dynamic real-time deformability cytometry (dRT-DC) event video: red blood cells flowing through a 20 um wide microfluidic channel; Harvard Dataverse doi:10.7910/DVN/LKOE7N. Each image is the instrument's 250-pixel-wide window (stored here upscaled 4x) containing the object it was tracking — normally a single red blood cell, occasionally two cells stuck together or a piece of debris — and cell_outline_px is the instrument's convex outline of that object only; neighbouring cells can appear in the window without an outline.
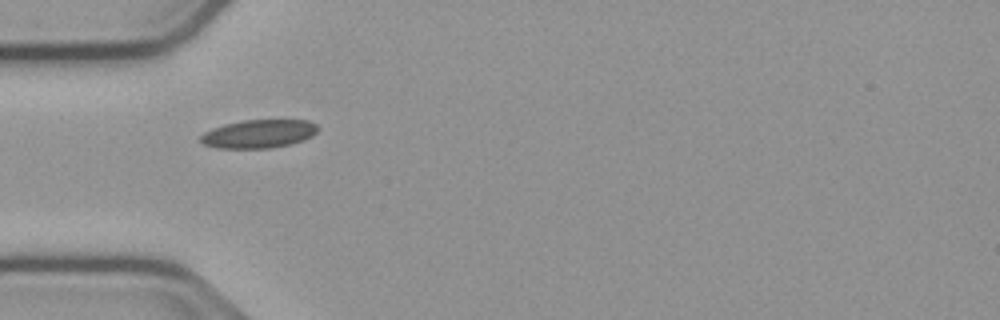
{"species": "common noctule bat (a hibernating species)", "species_latin": "Nyctalus noctula", "temperature_condition": "cold", "stored_images_in_passage": 36, "camera_frame_rate_fps": 3000, "um_per_image_px": 0.085, "animal": {"sex": "male", "body_mass_g": 23.1, "forearm_length_mm": 52.7}, "frame": {"image": 1, "passage_image": 1, "time_ms": 0.0, "image_size_px": [1000, 320], "cell_outline_px": [[316, 132], [312, 136], [288, 144], [268, 148], [216, 148], [204, 144], [200, 140], [200, 136], [204, 132], [212, 128], [224, 124], [244, 120], [308, 120], [316, 124]], "centroid_in_image_um": [21.94, 11.37], "position_along_channel_um": 63.1, "area_um2": 19.13}}
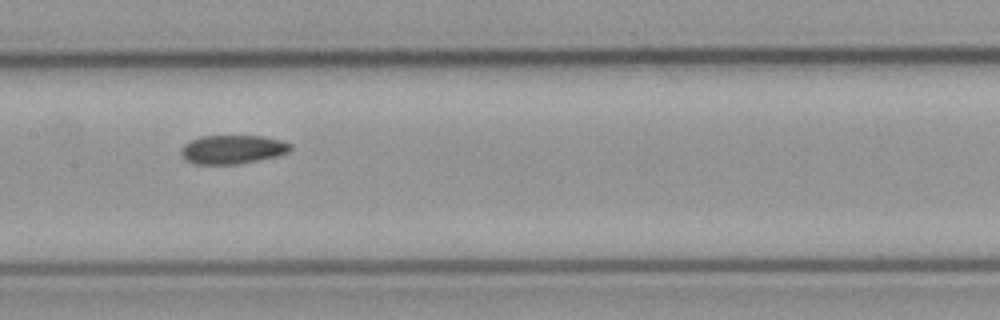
{"frame": {"image": 2, "passage_image": 11, "time_ms": 3.333, "image_size_px": [1000, 320], "cell_outline_px": [[292, 148], [288, 152], [276, 156], [236, 164], [192, 164], [184, 160], [180, 156], [180, 148], [184, 144], [200, 136], [264, 136], [284, 140], [292, 144]], "centroid_in_image_um": [19.74, 12.7], "position_along_channel_um": 187.7, "area_um2": 18.55}}
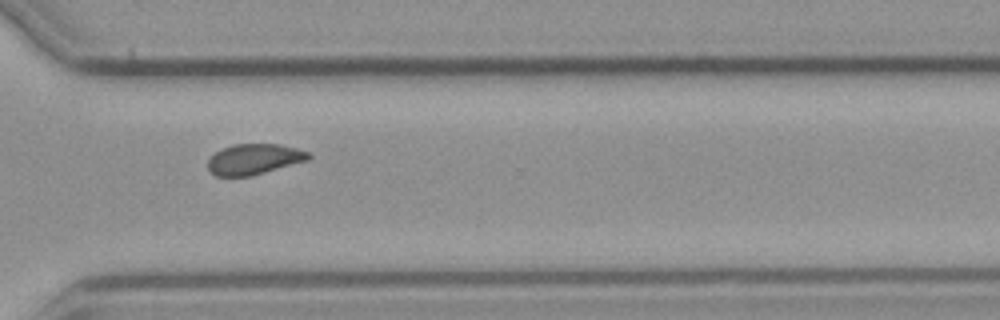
{"frame": {"image": 3, "passage_image": 24, "time_ms": 7.667, "image_size_px": [1000, 320], "cell_outline_px": [[312, 156], [308, 160], [252, 176], [216, 176], [208, 168], [208, 160], [216, 152], [232, 144], [280, 144], [296, 148], [308, 152]], "centroid_in_image_um": [21.62, 13.53], "position_along_channel_um": 349.0, "area_um2": 17.86}, "authors_computed_cell_mechanics": {"area_um2": 18.9295, "velocity_mm_per_s": 3.7342, "shape_relaxation_time_tau1_ms": null, "shape_relaxation_time_tau2_ms": 5.7598, "deformation_change_tau1": null, "deformation_change_tau2": 0.094}}